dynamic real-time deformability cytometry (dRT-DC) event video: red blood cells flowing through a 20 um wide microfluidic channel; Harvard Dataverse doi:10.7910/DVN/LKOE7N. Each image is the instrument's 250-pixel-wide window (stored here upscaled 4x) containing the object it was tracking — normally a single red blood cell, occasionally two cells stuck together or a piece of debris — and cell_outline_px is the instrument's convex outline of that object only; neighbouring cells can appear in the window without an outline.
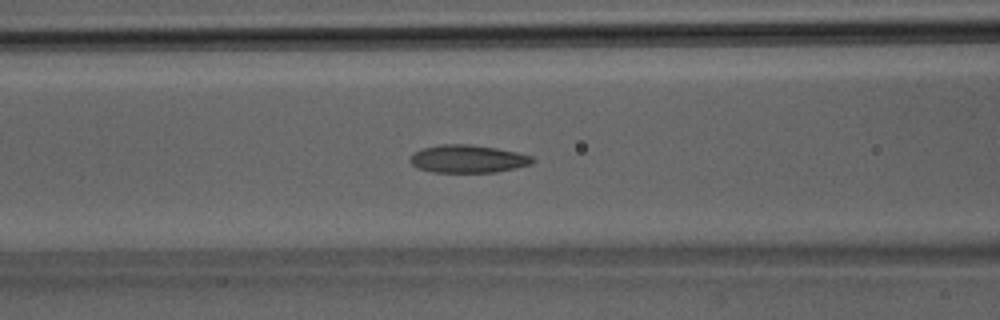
{"species": "Egyptian fruit bat (a non-hibernating species)", "species_latin": "Rousettus aegyptiacus", "temperature_condition": "room temperature", "stored_images_in_passage": 29, "camera_frame_rate_fps": 3000, "um_per_image_px": 0.085, "animal": {"sex": "male"}, "frame": {"image": 1, "passage_image": 6, "time_ms": 1.667, "image_size_px": [1000, 320], "cell_outline_px": [[536, 160], [532, 164], [516, 168], [496, 172], [432, 172], [416, 168], [408, 160], [412, 152], [420, 148], [440, 144], [468, 144], [496, 148], [516, 152], [532, 156]], "centroid_in_image_um": [39.72, 13.5], "position_along_channel_um": 126.9, "area_um2": 20.11}}
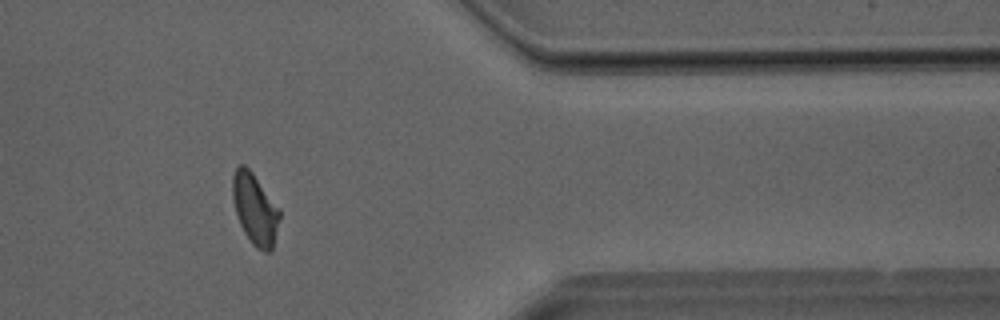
{"frame": {"image": 2, "passage_image": 22, "time_ms": 7.0, "image_size_px": [1000, 320], "cell_outline_px": [[280, 216], [272, 248], [268, 252], [264, 252], [256, 248], [252, 244], [244, 232], [240, 224], [232, 200], [232, 176], [236, 168], [240, 164], [244, 164], [252, 172], [280, 208]], "centroid_in_image_um": [21.66, 17.75], "position_along_channel_um": 389.7, "area_um2": 19.42}}
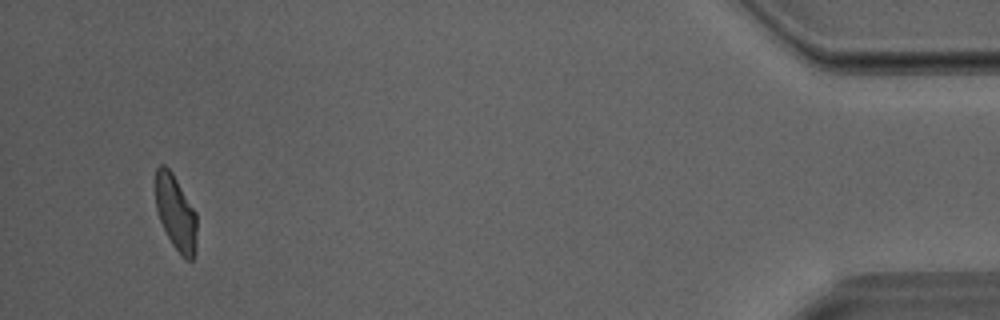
{"frame": {"image": 3, "passage_image": 27, "time_ms": 8.667, "image_size_px": [1000, 320], "cell_outline_px": [[196, 252], [192, 260], [188, 260], [180, 256], [172, 244], [160, 220], [156, 208], [156, 168], [160, 164], [164, 164], [172, 172], [196, 212]], "centroid_in_image_um": [14.95, 18.1], "position_along_channel_um": 420.3, "area_um2": 18.03}}